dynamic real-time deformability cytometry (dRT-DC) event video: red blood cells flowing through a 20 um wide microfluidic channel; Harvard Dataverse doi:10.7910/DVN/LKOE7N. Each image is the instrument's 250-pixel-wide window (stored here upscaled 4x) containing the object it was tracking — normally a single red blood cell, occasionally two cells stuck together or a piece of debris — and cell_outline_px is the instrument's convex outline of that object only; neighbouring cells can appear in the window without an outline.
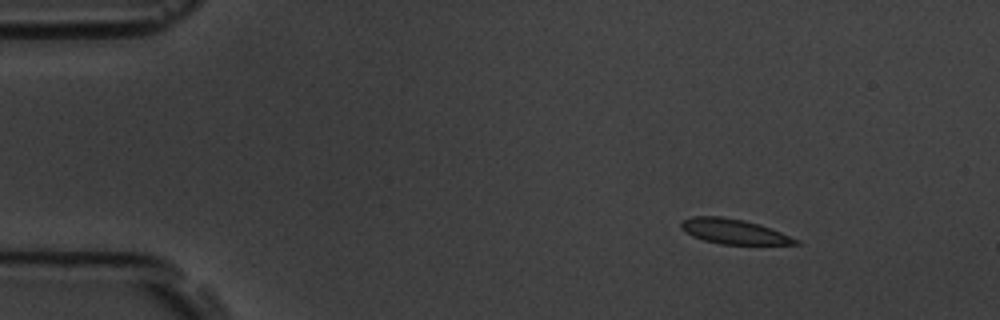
{"species": "common noctule bat (a hibernating species)", "species_latin": "Nyctalus noctula", "temperature_condition": "room temperature", "stored_images_in_passage": 5, "camera_frame_rate_fps": 3000, "um_per_image_px": 0.085, "animal": {"sex": "male", "body_mass_g": 19.5, "forearm_length_mm": 54.6}, "frame": {"image": 1, "passage_image": 3, "time_ms": 2.333, "image_size_px": [1000, 320], "cell_outline_px": [[800, 244], [720, 244], [704, 240], [692, 236], [680, 228], [680, 220], [692, 216], [720, 216], [744, 220], [760, 224], [800, 240]], "centroid_in_image_um": [62.33, 19.66], "position_along_channel_um": 22.7, "area_um2": 16.65}}
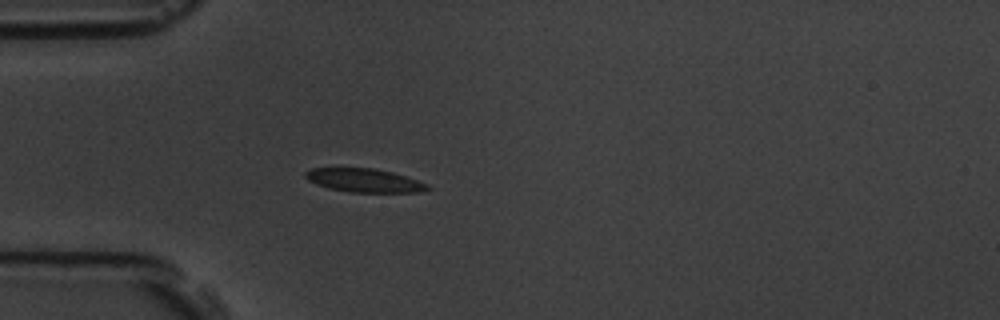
{"frame": {"image": 2, "passage_image": 5, "time_ms": 5.333, "image_size_px": [1000, 320], "cell_outline_px": [[432, 188], [420, 192], [348, 192], [328, 188], [316, 184], [308, 180], [304, 176], [304, 172], [312, 168], [372, 168], [392, 172], [428, 184]], "centroid_in_image_um": [30.94, 15.34], "position_along_channel_um": 54.1, "area_um2": 16.7}}